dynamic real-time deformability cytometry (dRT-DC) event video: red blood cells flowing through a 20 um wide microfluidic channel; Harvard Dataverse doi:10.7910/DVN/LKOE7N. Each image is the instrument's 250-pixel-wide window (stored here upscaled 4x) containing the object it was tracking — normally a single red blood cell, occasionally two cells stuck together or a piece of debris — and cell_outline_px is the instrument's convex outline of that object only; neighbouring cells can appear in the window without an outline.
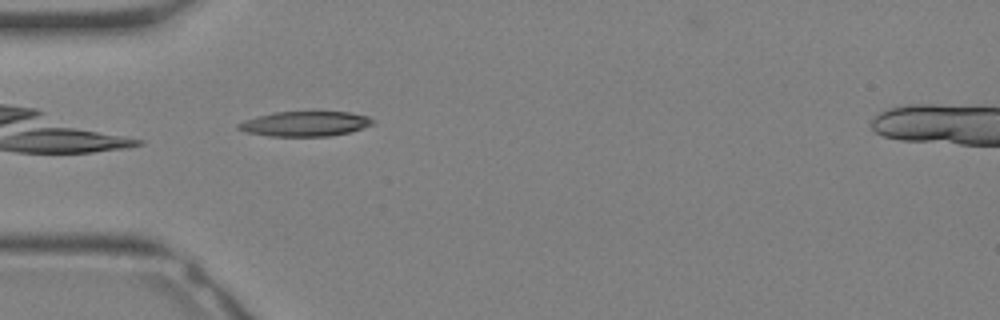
{"species": "Egyptian fruit bat (a non-hibernating species)", "species_latin": "Rousettus aegyptiacus", "temperature_condition": "warm", "stored_images_in_passage": 5, "camera_frame_rate_fps": 3000, "um_per_image_px": 0.085, "animal": {"sex": "female"}, "frame": {"image": 1, "passage_image": 1, "time_ms": 0.0, "image_size_px": [1000, 320], "cell_outline_px": [[372, 124], [364, 128], [352, 132], [328, 136], [268, 136], [248, 132], [236, 128], [236, 124], [244, 120], [256, 116], [276, 112], [348, 112], [368, 116], [372, 120]], "centroid_in_image_um": [25.91, 10.52], "position_along_channel_um": 59.1, "area_um2": 19.48}}
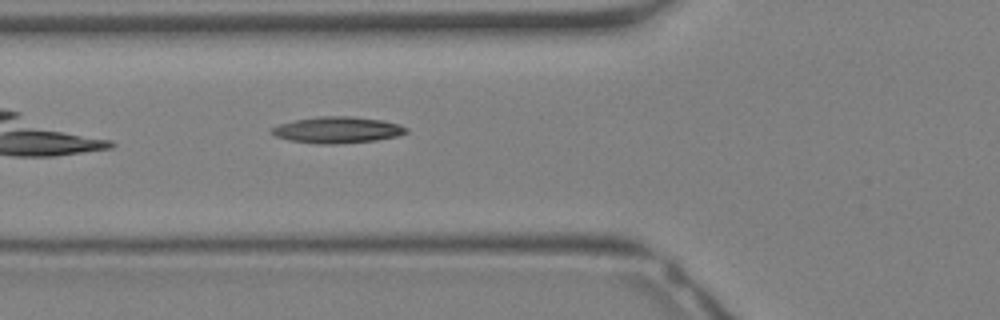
{"frame": {"image": 2, "passage_image": 3, "time_ms": 0.667, "image_size_px": [1000, 320], "cell_outline_px": [[408, 132], [396, 136], [376, 140], [336, 144], [320, 144], [288, 140], [276, 136], [272, 132], [272, 128], [280, 124], [296, 120], [320, 116], [352, 116], [380, 120], [400, 124], [408, 128]], "centroid_in_image_um": [28.71, 11.04], "position_along_channel_um": 97.1, "area_um2": 20.46}}
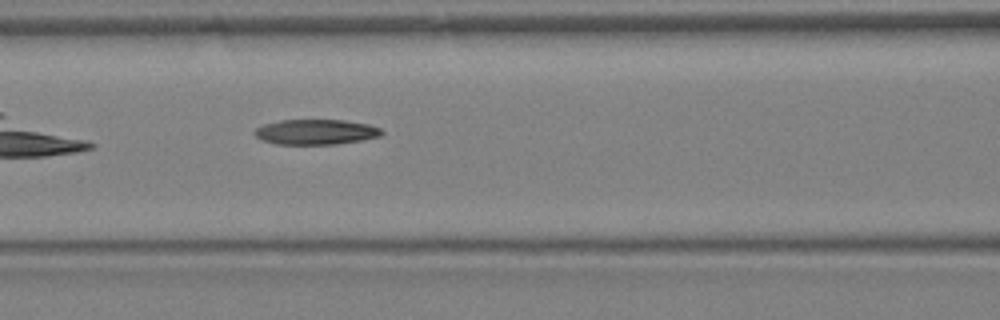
{"frame": {"image": 3, "passage_image": 5, "time_ms": 1.333, "image_size_px": [1000, 320], "cell_outline_px": [[384, 132], [380, 136], [360, 140], [336, 144], [276, 144], [260, 140], [252, 132], [256, 128], [264, 124], [280, 120], [344, 120], [368, 124], [380, 128]], "centroid_in_image_um": [26.81, 11.21], "position_along_channel_um": 139.8, "area_um2": 18.67}}